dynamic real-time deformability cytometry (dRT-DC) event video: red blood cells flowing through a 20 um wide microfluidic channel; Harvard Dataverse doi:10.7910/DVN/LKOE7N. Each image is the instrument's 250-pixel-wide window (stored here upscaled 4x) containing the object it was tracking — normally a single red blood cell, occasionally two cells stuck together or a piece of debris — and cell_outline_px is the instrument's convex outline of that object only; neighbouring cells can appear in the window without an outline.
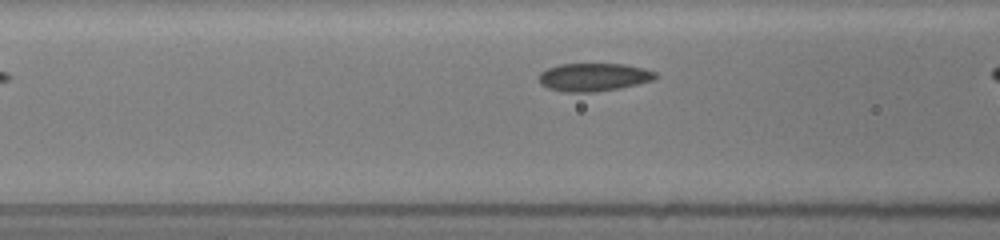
{"species": "common noctule bat (a hibernating species)", "species_latin": "Nyctalus noctula", "temperature_condition": "room temperature", "stored_images_in_passage": 28, "camera_frame_rate_fps": 3000, "um_per_image_px": 0.085, "animal": {"sex": "female", "body_mass_g": 19.5, "forearm_length_mm": 54.1}, "frame": {"image": 1, "passage_image": 9, "time_ms": 2.0, "image_size_px": [1000, 240], "cell_outline_px": [[656, 76], [652, 80], [620, 88], [592, 92], [564, 92], [548, 88], [540, 84], [540, 72], [548, 68], [560, 64], [624, 64], [644, 68], [656, 72]], "centroid_in_image_um": [50.44, 6.55], "position_along_channel_um": 116.2, "area_um2": 18.9}}